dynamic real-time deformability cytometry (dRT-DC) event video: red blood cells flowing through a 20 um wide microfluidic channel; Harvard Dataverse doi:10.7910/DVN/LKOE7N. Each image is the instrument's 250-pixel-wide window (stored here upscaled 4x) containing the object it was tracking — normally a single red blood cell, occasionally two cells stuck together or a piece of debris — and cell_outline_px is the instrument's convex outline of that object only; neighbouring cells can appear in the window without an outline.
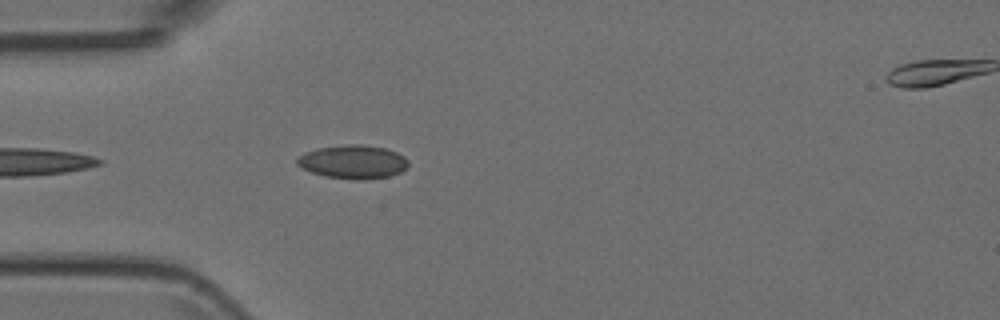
{"species": "Egyptian fruit bat (a non-hibernating species)", "species_latin": "Rousettus aegyptiacus", "temperature_condition": "room temperature", "stored_images_in_passage": 8, "camera_frame_rate_fps": 3000, "um_per_image_px": 0.085, "animal": {"sex": "female"}, "frame": {"image": 1, "passage_image": 3, "time_ms": 0.667, "image_size_px": [1000, 320], "cell_outline_px": [[408, 164], [400, 172], [388, 176], [364, 180], [360, 180], [324, 176], [312, 172], [296, 164], [296, 160], [304, 152], [316, 148], [348, 144], [360, 144], [384, 148], [396, 152], [404, 156], [408, 160]], "centroid_in_image_um": [29.99, 13.75], "position_along_channel_um": 55.0, "area_um2": 21.62}}